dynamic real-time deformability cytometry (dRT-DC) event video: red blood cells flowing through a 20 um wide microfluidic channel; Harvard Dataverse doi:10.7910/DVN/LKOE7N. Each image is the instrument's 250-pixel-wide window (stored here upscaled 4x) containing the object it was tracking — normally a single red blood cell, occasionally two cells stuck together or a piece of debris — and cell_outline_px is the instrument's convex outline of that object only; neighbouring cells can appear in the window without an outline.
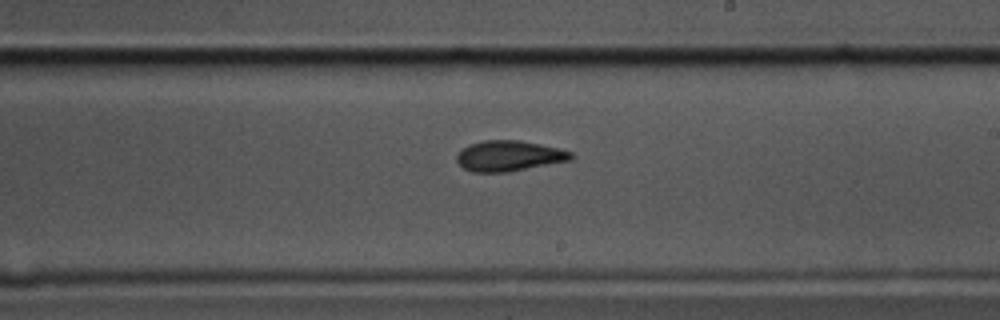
{"species": "common noctule bat (a hibernating species)", "species_latin": "Nyctalus noctula", "temperature_condition": "cold", "stored_images_in_passage": 39, "camera_frame_rate_fps": 3000, "um_per_image_px": 0.085, "animal": {"sex": "male", "body_mass_g": 17.5, "forearm_length_mm": 52.3}, "frame": {"image": 1, "passage_image": 22, "time_ms": 7.0, "image_size_px": [1000, 320], "cell_outline_px": [[576, 156], [572, 160], [508, 172], [472, 172], [464, 168], [456, 160], [456, 156], [468, 144], [484, 140], [520, 140], [560, 148], [572, 152]], "centroid_in_image_um": [43.31, 13.25], "position_along_channel_um": 245.7, "area_um2": 20.46}}
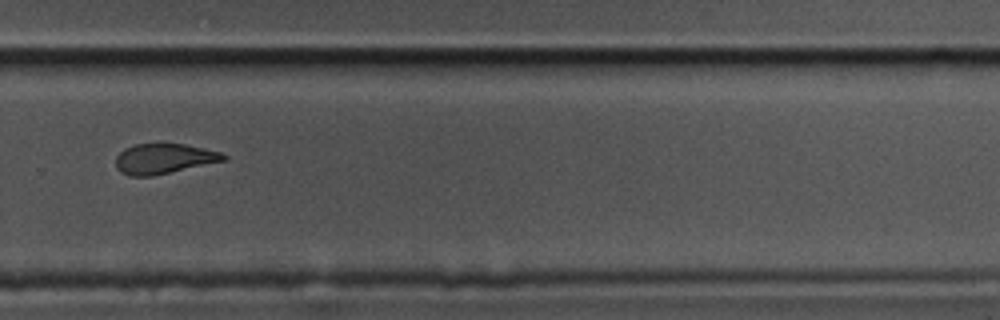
{"frame": {"image": 2, "passage_image": 28, "time_ms": 9.0, "image_size_px": [1000, 320], "cell_outline_px": [[228, 160], [152, 176], [128, 176], [120, 172], [116, 168], [116, 156], [124, 148], [136, 144], [184, 144], [204, 148], [220, 152], [228, 156]], "centroid_in_image_um": [13.93, 13.5], "position_along_channel_um": 315.9, "area_um2": 19.02}}
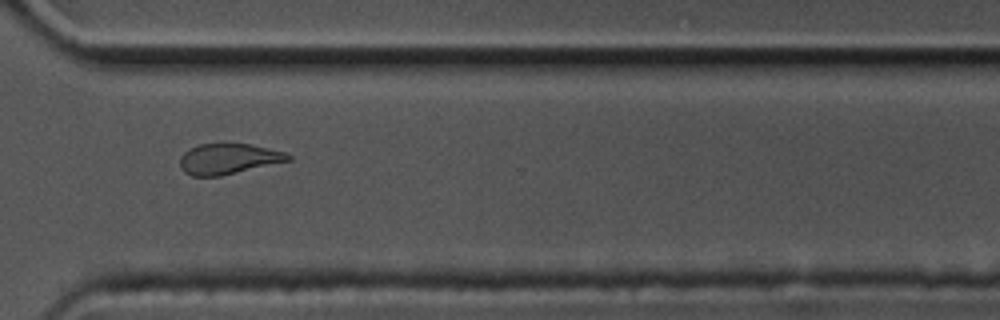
{"frame": {"image": 3, "passage_image": 31, "time_ms": 10.0, "image_size_px": [1000, 320], "cell_outline_px": [[292, 160], [220, 176], [192, 176], [184, 172], [180, 164], [180, 156], [188, 148], [200, 144], [248, 144], [284, 152], [292, 156]], "centroid_in_image_um": [19.39, 13.51], "position_along_channel_um": 351.2, "area_um2": 19.13}, "authors_computed_cell_mechanics": {"area_um2": 20.5768, "velocity_mm_per_s": 3.5106, "shape_relaxation_time_tau1_ms": 2.918, "shape_relaxation_time_tau2_ms": 2.2091, "deformation_change_tau1": 0.1321, "deformation_change_tau2": 0.102}}